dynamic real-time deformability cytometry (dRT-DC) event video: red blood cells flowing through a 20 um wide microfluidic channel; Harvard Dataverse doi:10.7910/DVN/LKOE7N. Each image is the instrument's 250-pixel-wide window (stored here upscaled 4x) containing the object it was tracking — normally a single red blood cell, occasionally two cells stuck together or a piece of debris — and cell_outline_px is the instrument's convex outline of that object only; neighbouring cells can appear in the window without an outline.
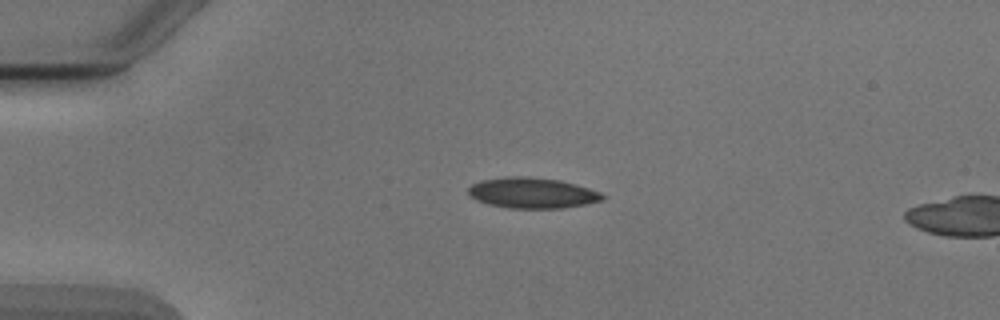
{"species": "Egyptian fruit bat (a non-hibernating species)", "species_latin": "Rousettus aegyptiacus", "temperature_condition": "cold", "stored_images_in_passage": 4, "camera_frame_rate_fps": 3000, "um_per_image_px": 0.085, "animal": {"sex": "male"}, "frame": {"image": 1, "passage_image": 3, "time_ms": 2.333, "image_size_px": [1000, 320], "cell_outline_px": [[604, 200], [588, 204], [564, 208], [508, 208], [488, 204], [476, 200], [468, 192], [468, 188], [472, 184], [480, 180], [508, 176], [528, 176], [560, 180], [588, 188], [600, 192], [604, 196]], "centroid_in_image_um": [45.24, 16.4], "position_along_channel_um": 39.8, "area_um2": 24.04}}